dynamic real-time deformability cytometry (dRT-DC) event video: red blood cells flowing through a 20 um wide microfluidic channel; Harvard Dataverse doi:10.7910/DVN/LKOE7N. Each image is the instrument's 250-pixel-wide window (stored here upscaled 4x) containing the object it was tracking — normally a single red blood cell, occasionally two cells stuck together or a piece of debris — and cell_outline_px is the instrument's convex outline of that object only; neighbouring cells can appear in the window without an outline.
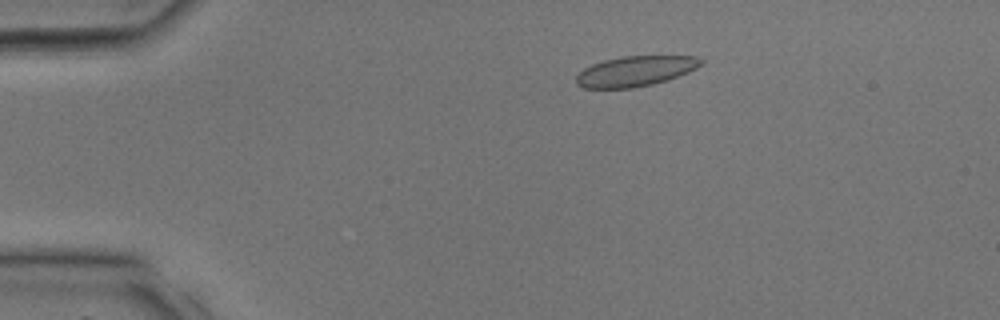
{"species": "common noctule bat (a hibernating species)", "species_latin": "Nyctalus noctula", "temperature_condition": "room temperature", "stored_images_in_passage": 29, "camera_frame_rate_fps": 3000, "um_per_image_px": 0.085, "animal": {"sex": "male", "body_mass_g": 17.9, "forearm_length_mm": 54.2}, "frame": {"image": 1, "passage_image": 1, "time_ms": 0.0, "image_size_px": [1000, 320], "cell_outline_px": [[704, 64], [688, 72], [668, 80], [652, 84], [632, 88], [584, 88], [576, 84], [576, 76], [584, 68], [592, 64], [604, 60], [620, 56], [696, 56], [704, 60]], "centroid_in_image_um": [54.02, 6.04], "position_along_channel_um": 31.0, "area_um2": 22.08}}
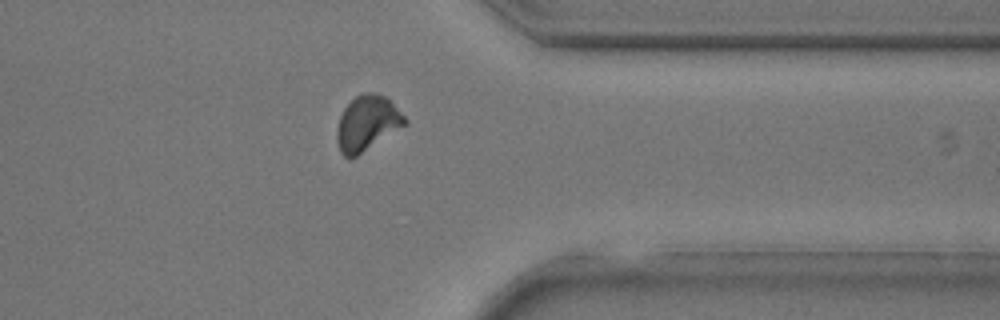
{"frame": {"image": 2, "passage_image": 22, "time_ms": 7.0, "image_size_px": [1000, 320], "cell_outline_px": [[408, 124], [356, 156], [344, 156], [340, 152], [336, 140], [336, 128], [340, 116], [344, 108], [356, 96], [364, 92], [376, 92], [384, 96], [408, 120]], "centroid_in_image_um": [31.2, 10.47], "position_along_channel_um": 380.2, "area_um2": 21.62}}
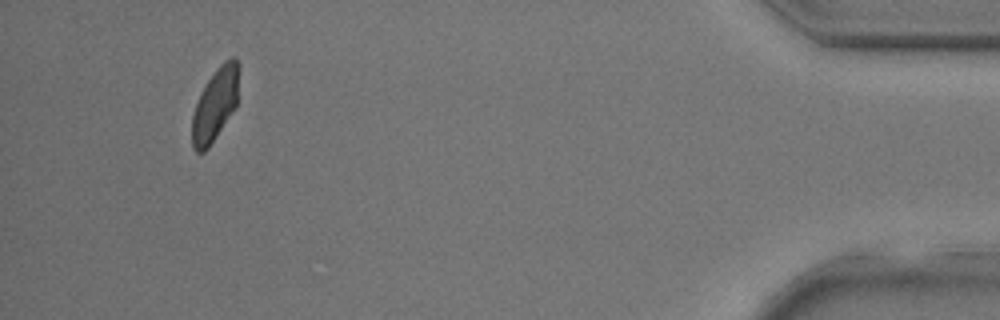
{"frame": {"image": 3, "passage_image": 27, "time_ms": 8.667, "image_size_px": [1000, 320], "cell_outline_px": [[240, 64], [236, 104], [208, 148], [204, 152], [196, 152], [192, 148], [192, 116], [200, 92], [216, 68], [224, 60], [232, 56]], "centroid_in_image_um": [18.28, 8.84], "position_along_channel_um": 416.9, "area_um2": 19.59}}